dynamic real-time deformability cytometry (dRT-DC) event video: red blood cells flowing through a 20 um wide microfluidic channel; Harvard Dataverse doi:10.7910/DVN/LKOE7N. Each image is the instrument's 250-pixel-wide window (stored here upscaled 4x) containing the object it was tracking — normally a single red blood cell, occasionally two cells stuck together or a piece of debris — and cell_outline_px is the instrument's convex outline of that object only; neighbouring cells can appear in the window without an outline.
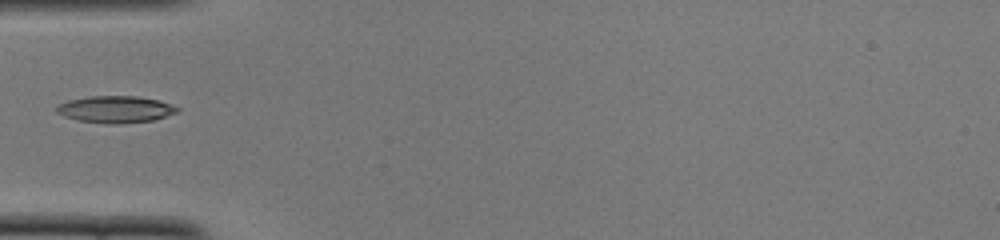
{"species": "common noctule bat (a hibernating species)", "species_latin": "Nyctalus noctula", "temperature_condition": "cold", "stored_images_in_passage": 36, "camera_frame_rate_fps": 3000, "um_per_image_px": 0.085, "animal": {"sex": "female", "body_mass_g": 22.0, "forearm_length_mm": 56.7}, "frame": {"image": 1, "passage_image": 1, "time_ms": 0.0, "image_size_px": [1000, 240], "cell_outline_px": [[180, 108], [176, 112], [152, 120], [120, 124], [112, 124], [76, 120], [64, 116], [56, 112], [56, 108], [60, 104], [68, 100], [88, 96], [136, 96], [156, 100]], "centroid_in_image_um": [9.76, 9.29], "position_along_channel_um": 75.2, "area_um2": 18.61}}
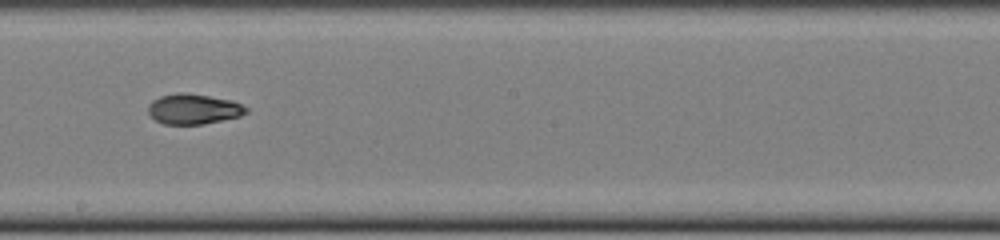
{"frame": {"image": 2, "passage_image": 13, "time_ms": 4.0, "image_size_px": [1000, 240], "cell_outline_px": [[248, 112], [240, 116], [204, 124], [164, 124], [156, 120], [148, 112], [148, 104], [152, 100], [160, 96], [180, 92], [184, 92], [232, 100], [248, 108]], "centroid_in_image_um": [16.44, 9.26], "position_along_channel_um": 231.8, "area_um2": 17.22}}
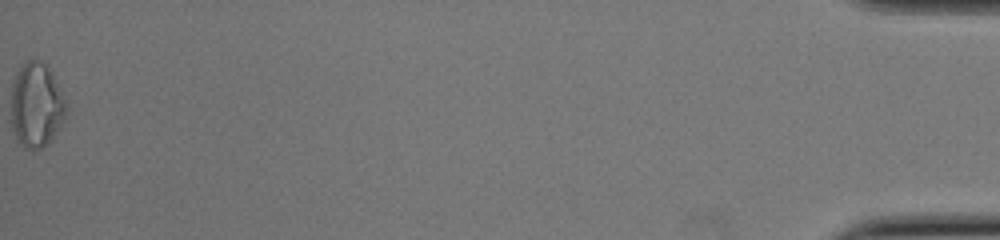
{"frame": {"image": 3, "passage_image": 36, "time_ms": 11.667, "image_size_px": [1000, 240], "cell_outline_px": [[68, 108], [64, 120], [52, 136], [40, 148], [32, 152], [24, 148], [16, 140], [12, 128], [12, 80], [16, 72], [32, 56], [36, 56], [44, 64], [52, 76]], "centroid_in_image_um": [3.05, 8.94], "position_along_channel_um": 432.2, "area_um2": 26.88}}